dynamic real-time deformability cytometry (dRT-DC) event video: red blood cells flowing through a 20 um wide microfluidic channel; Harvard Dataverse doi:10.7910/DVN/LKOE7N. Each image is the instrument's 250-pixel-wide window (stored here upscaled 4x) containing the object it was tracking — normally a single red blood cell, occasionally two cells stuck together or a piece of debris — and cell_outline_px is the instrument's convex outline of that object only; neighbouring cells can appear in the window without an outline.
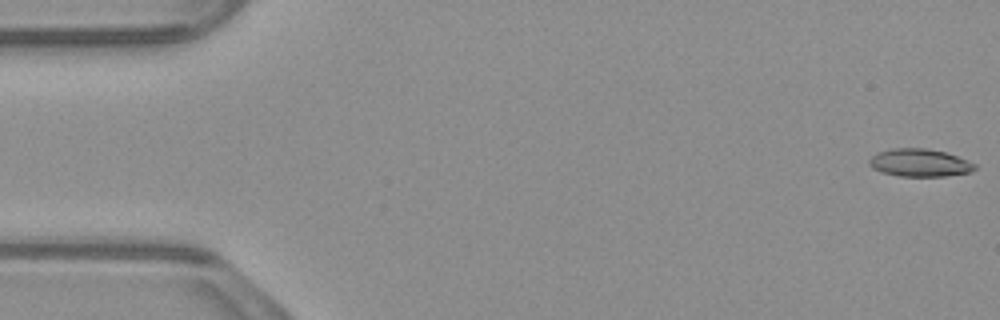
{"species": "common noctule bat (a hibernating species)", "species_latin": "Nyctalus noctula", "temperature_condition": "warm", "stored_images_in_passage": 53, "camera_frame_rate_fps": 3000, "um_per_image_px": 0.085, "animal": {"sex": "male", "body_mass_g": 23.1, "forearm_length_mm": 52.7}, "frame": {"image": 1, "passage_image": 1, "time_ms": 0.0, "image_size_px": [1000, 320], "cell_outline_px": [[976, 168], [972, 172], [944, 176], [900, 176], [880, 172], [872, 168], [868, 164], [868, 160], [876, 152], [892, 148], [924, 148], [944, 152], [956, 156], [976, 164]], "centroid_in_image_um": [78.13, 13.84], "position_along_channel_um": 6.9, "area_um2": 17.11}}
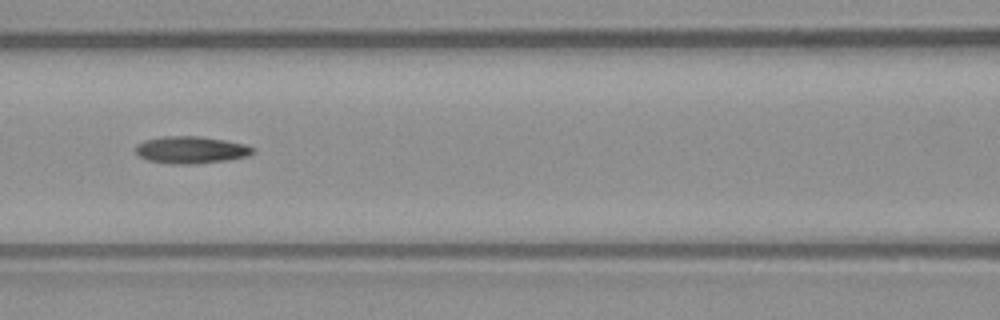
{"frame": {"image": 2, "passage_image": 23, "time_ms": 7.333, "image_size_px": [1000, 320], "cell_outline_px": [[256, 152], [248, 156], [228, 160], [196, 164], [168, 164], [148, 160], [136, 156], [136, 144], [144, 140], [164, 136], [200, 136], [224, 140], [244, 144], [256, 148]], "centroid_in_image_um": [16.23, 12.75], "position_along_channel_um": 150.4, "area_um2": 18.84}}
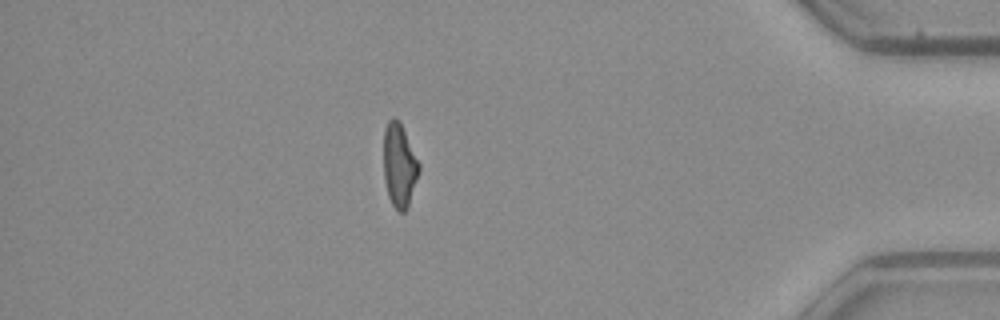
{"frame": {"image": 3, "passage_image": 46, "time_ms": 15.0, "image_size_px": [1000, 320], "cell_outline_px": [[420, 168], [408, 208], [404, 212], [400, 212], [392, 204], [388, 196], [384, 180], [384, 128], [388, 120], [392, 116], [400, 120], [420, 164]], "centroid_in_image_um": [33.94, 14.02], "position_along_channel_um": 401.3, "area_um2": 17.4}, "authors_computed_cell_mechanics": {"area_um2": 17.6868, "velocity_mm_per_s": 3.8998, "shape_relaxation_time_tau1_ms": null, "shape_relaxation_time_tau2_ms": 9.9477, "deformation_change_tau1": null, "deformation_change_tau2": 0.2289}}